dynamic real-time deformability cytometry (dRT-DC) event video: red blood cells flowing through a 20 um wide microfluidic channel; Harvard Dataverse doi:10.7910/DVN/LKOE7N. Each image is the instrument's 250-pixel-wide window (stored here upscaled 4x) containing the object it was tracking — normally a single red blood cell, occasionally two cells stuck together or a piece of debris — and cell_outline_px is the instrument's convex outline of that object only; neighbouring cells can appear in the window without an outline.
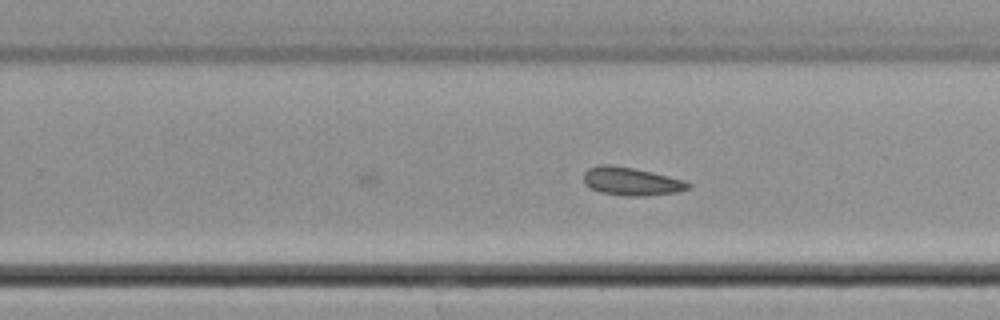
{"species": "common noctule bat (a hibernating species)", "species_latin": "Nyctalus noctula", "temperature_condition": "cold", "stored_images_in_passage": 28, "camera_frame_rate_fps": 3000, "um_per_image_px": 0.085, "animal": {"sex": "male", "body_mass_g": 21.5, "forearm_length_mm": 52.0}, "frame": {"image": 1, "passage_image": 28, "time_ms": 9.0, "image_size_px": [1000, 320], "cell_outline_px": [[692, 184], [688, 188], [680, 192], [644, 196], [624, 196], [600, 192], [584, 184], [584, 172], [588, 168], [604, 164], [608, 164], [632, 168], [652, 172], [684, 180]], "centroid_in_image_um": [53.67, 15.42], "position_along_channel_um": 276.1, "area_um2": 17.11}}